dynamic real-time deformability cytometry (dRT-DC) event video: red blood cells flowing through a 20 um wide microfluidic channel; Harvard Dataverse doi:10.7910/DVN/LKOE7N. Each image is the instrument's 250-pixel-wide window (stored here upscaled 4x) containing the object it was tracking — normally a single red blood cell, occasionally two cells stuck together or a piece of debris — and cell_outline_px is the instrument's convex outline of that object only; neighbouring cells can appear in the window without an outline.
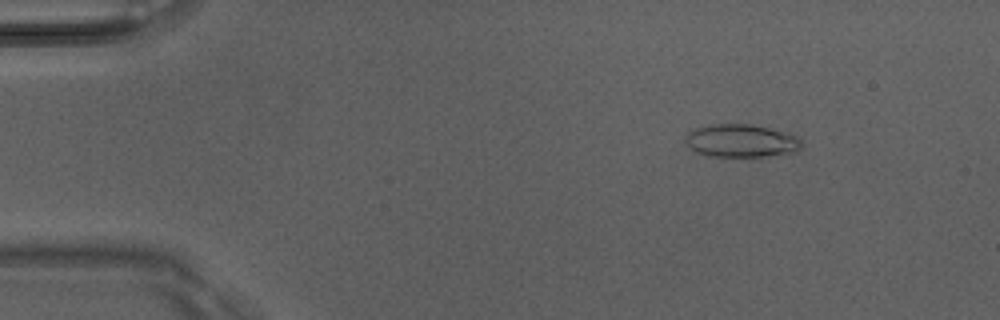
{"species": "Egyptian fruit bat (a non-hibernating species)", "species_latin": "Rousettus aegyptiacus", "temperature_condition": "room temperature", "stored_images_in_passage": 4, "camera_frame_rate_fps": 3000, "um_per_image_px": 0.085, "animal": {"sex": "male"}, "frame": {"image": 1, "passage_image": 2, "time_ms": 0.333, "image_size_px": [1000, 320], "cell_outline_px": [[804, 144], [800, 148], [792, 152], [764, 156], [704, 156], [688, 148], [684, 144], [684, 136], [692, 128], [712, 124], [748, 124], [768, 128], [796, 136]], "centroid_in_image_um": [62.88, 11.97], "position_along_channel_um": 22.1, "area_um2": 22.37}}